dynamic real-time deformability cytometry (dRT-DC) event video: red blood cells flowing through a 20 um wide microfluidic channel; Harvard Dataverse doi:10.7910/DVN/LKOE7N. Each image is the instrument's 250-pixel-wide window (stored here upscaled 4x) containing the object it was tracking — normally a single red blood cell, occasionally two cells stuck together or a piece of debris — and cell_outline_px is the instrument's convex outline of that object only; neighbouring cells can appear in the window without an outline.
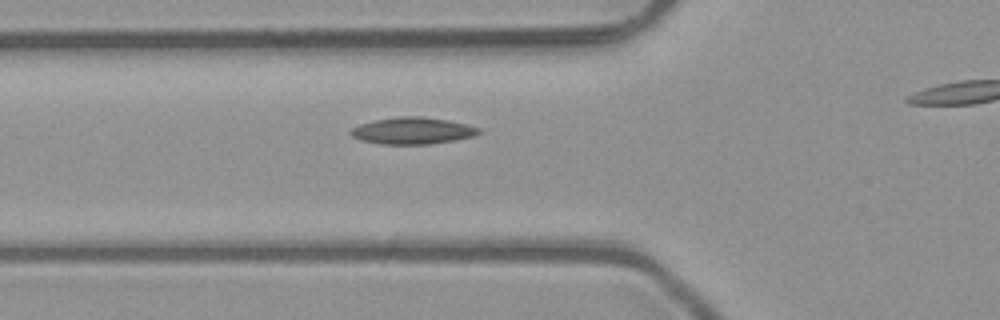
{"species": "common noctule bat (a hibernating species)", "species_latin": "Nyctalus noctula", "temperature_condition": "room temperature", "stored_images_in_passage": 5, "segment_of_instrument_passage": [1, 2], "camera_frame_rate_fps": 3000, "um_per_image_px": 0.085, "animal": {"sex": "male", "body_mass_g": 23.1, "forearm_length_mm": 52.7}, "frame": {"image": 1, "passage_image": 4, "time_ms": 1.0, "image_size_px": [1000, 320], "cell_outline_px": [[484, 132], [472, 136], [452, 140], [428, 144], [380, 144], [364, 140], [352, 136], [348, 132], [352, 128], [360, 124], [376, 120], [400, 116], [420, 116], [448, 120], [468, 124], [480, 128]], "centroid_in_image_um": [35.1, 11.1], "position_along_channel_um": 90.7, "area_um2": 19.83}}